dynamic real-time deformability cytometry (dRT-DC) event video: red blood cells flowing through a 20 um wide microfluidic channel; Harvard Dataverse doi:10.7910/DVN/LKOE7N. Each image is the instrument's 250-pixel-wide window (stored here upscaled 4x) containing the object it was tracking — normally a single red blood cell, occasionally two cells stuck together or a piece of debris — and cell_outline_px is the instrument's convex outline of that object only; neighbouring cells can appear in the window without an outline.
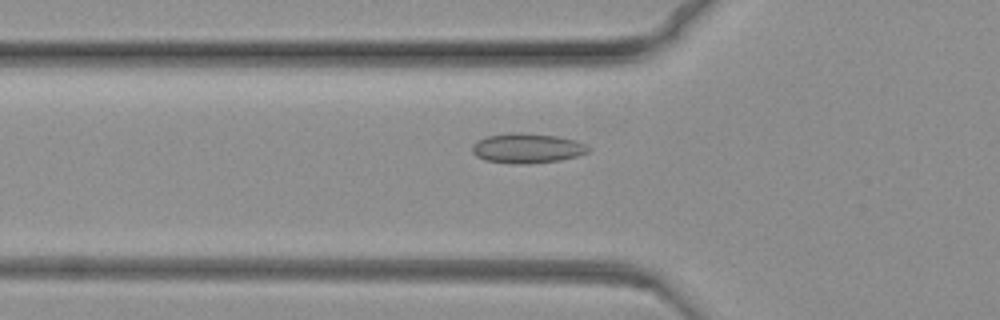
{"species": "common noctule bat (a hibernating species)", "species_latin": "Nyctalus noctula", "temperature_condition": "warm", "stored_images_in_passage": 76, "camera_frame_rate_fps": 3000, "um_per_image_px": 0.085, "animal": {"sex": "female", "body_mass_g": 19.3, "forearm_length_mm": 54.1}, "frame": {"image": 1, "passage_image": 24, "time_ms": 7.667, "image_size_px": [1000, 320], "cell_outline_px": [[592, 148], [588, 152], [576, 156], [560, 160], [528, 164], [512, 164], [484, 160], [476, 156], [472, 152], [472, 144], [476, 140], [488, 136], [512, 132], [520, 132], [556, 136], [576, 140]], "centroid_in_image_um": [44.78, 12.6], "position_along_channel_um": 81.0, "area_um2": 20.35}}
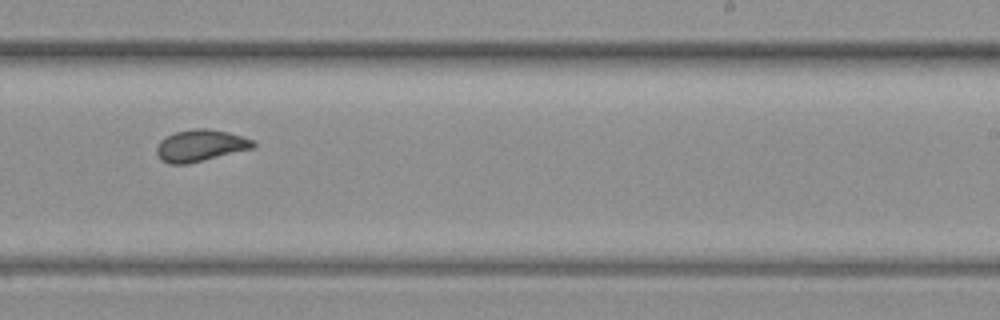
{"frame": {"image": 2, "passage_image": 46, "time_ms": 15.0, "image_size_px": [1000, 320], "cell_outline_px": [[256, 148], [188, 164], [168, 164], [160, 160], [156, 152], [156, 148], [160, 140], [176, 132], [196, 128], [208, 128], [228, 132], [244, 136], [256, 140]], "centroid_in_image_um": [17.09, 12.38], "position_along_channel_um": 271.9, "area_um2": 18.21}}
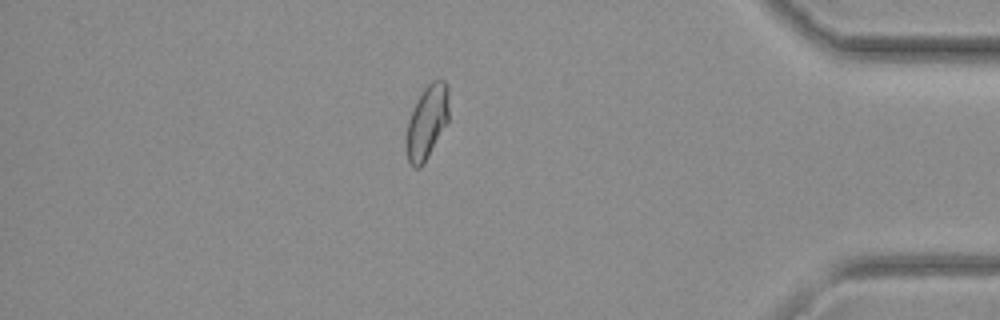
{"frame": {"image": 3, "passage_image": 65, "time_ms": 21.333, "image_size_px": [1000, 320], "cell_outline_px": [[448, 120], [424, 164], [420, 168], [416, 168], [408, 160], [408, 120], [416, 100], [424, 88], [432, 80], [444, 80], [448, 88]], "centroid_in_image_um": [36.32, 10.33], "position_along_channel_um": 398.9, "area_um2": 17.74}}